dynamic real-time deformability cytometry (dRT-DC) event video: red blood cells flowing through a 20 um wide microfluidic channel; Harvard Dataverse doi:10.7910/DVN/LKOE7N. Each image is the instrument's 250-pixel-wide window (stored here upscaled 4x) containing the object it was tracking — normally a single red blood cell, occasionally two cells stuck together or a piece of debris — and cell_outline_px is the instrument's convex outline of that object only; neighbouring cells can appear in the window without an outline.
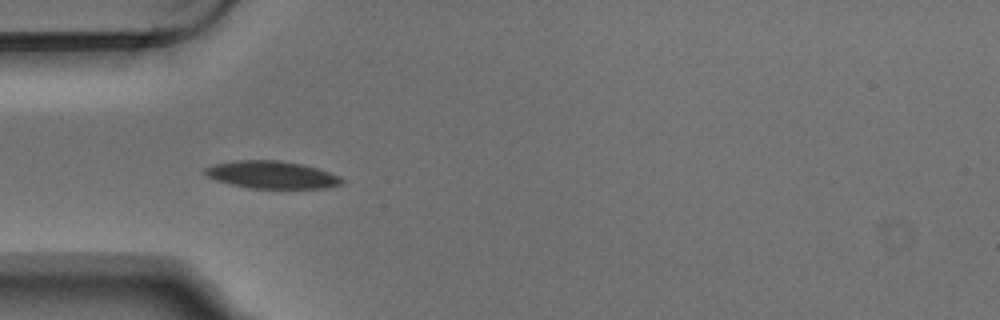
{"species": "Egyptian fruit bat (a non-hibernating species)", "species_latin": "Rousettus aegyptiacus", "temperature_condition": "warm", "stored_images_in_passage": 5, "camera_frame_rate_fps": 3000, "um_per_image_px": 0.085, "animal": {"sex": "male"}, "frame": {"image": 1, "passage_image": 5, "time_ms": 1.333, "image_size_px": [1000, 320], "cell_outline_px": [[344, 184], [328, 188], [248, 188], [216, 180], [208, 176], [204, 172], [204, 168], [212, 164], [236, 160], [280, 160], [304, 164], [340, 176], [344, 180]], "centroid_in_image_um": [23.12, 14.85], "position_along_channel_um": 61.9, "area_um2": 22.02}}